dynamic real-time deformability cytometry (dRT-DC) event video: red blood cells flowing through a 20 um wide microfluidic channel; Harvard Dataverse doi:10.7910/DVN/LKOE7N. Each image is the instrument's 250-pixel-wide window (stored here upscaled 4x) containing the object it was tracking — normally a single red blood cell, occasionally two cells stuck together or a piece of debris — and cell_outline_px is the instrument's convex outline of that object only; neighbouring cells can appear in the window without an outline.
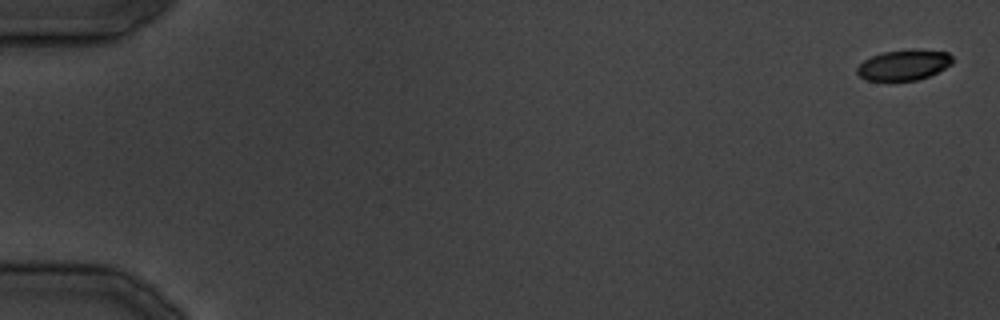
{"species": "common noctule bat (a hibernating species)", "species_latin": "Nyctalus noctula", "temperature_condition": "cold", "stored_images_in_passage": 10, "camera_frame_rate_fps": 3000, "um_per_image_px": 0.085, "animal": {"sex": "male", "body_mass_g": 19.5, "forearm_length_mm": 54.6}, "frame": {"image": 1, "passage_image": 1, "time_ms": 0.0, "image_size_px": [1000, 320], "cell_outline_px": [[952, 64], [928, 76], [916, 80], [868, 80], [860, 76], [856, 72], [856, 68], [864, 60], [872, 56], [884, 52], [912, 48], [916, 48], [948, 52], [952, 56]], "centroid_in_image_um": [76.84, 5.49], "position_along_channel_um": 8.2, "area_um2": 16.94}}
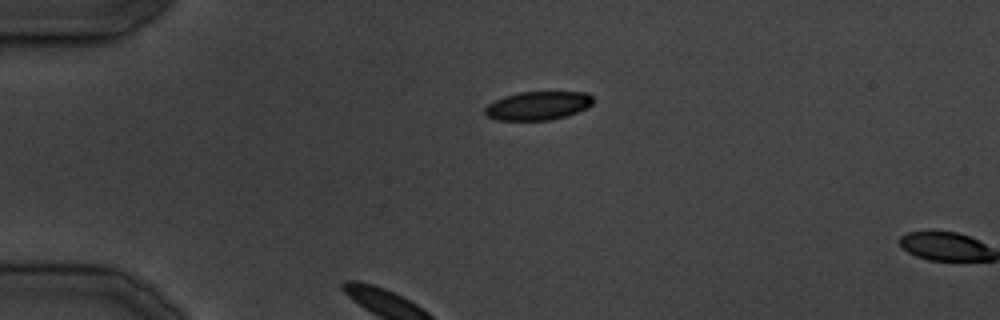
{"frame": {"image": 2, "passage_image": 9, "time_ms": 10.0, "image_size_px": [1000, 320], "cell_outline_px": [[596, 100], [588, 108], [568, 116], [548, 120], [496, 120], [484, 116], [484, 108], [488, 104], [504, 96], [520, 92], [584, 92], [592, 96]], "centroid_in_image_um": [45.73, 8.99], "position_along_channel_um": 39.3, "area_um2": 18.26}}